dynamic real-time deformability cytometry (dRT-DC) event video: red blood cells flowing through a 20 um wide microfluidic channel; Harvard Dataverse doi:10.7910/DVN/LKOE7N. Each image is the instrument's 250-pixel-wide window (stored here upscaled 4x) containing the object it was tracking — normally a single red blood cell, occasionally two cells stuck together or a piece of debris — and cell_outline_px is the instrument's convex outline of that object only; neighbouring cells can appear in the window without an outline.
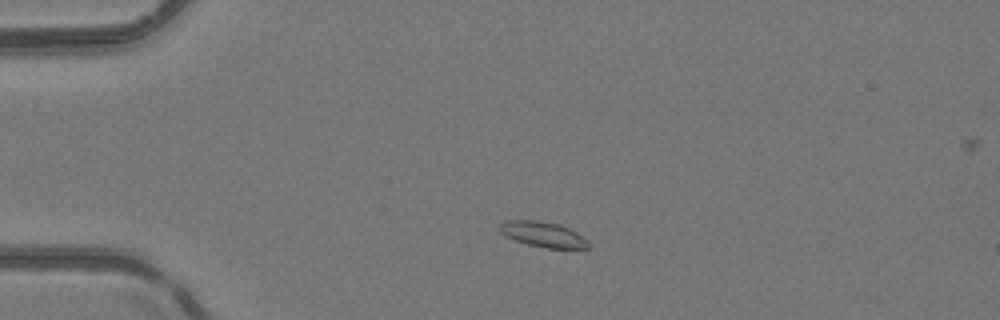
{"species": "common noctule bat (a hibernating species)", "species_latin": "Nyctalus noctula", "temperature_condition": "room temperature", "stored_images_in_passage": 14, "camera_frame_rate_fps": 3000, "um_per_image_px": 0.085, "animal": {"sex": "female", "body_mass_g": 24.6, "forearm_length_mm": 56.2}, "frame": {"image": 1, "passage_image": 1, "time_ms": 0.0, "image_size_px": [1000, 320], "cell_outline_px": [[588, 248], [544, 248], [528, 244], [504, 236], [496, 228], [496, 224], [504, 220], [540, 220], [560, 224], [576, 232], [588, 240]], "centroid_in_image_um": [46.07, 19.89], "position_along_channel_um": 38.9, "area_um2": 13.35}}
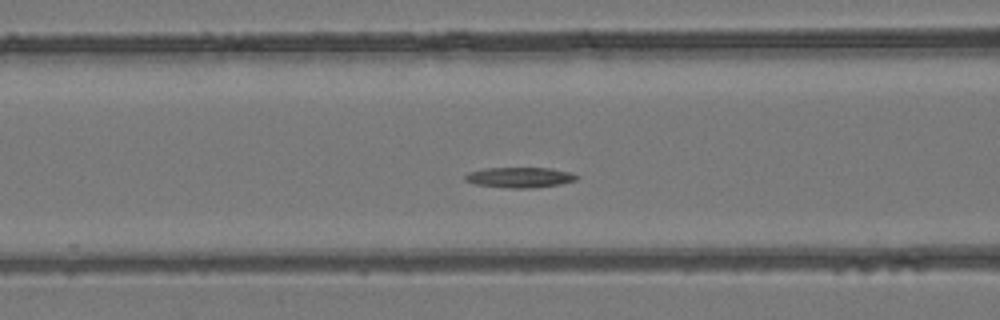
{"frame": {"image": 2, "passage_image": 10, "time_ms": 3.0, "image_size_px": [1000, 320], "cell_outline_px": [[580, 176], [576, 180], [560, 184], [532, 188], [508, 188], [476, 184], [464, 180], [464, 176], [468, 172], [484, 168], [552, 168], [572, 172]], "centroid_in_image_um": [44.2, 15.07], "position_along_channel_um": 122.4, "area_um2": 13.35}}
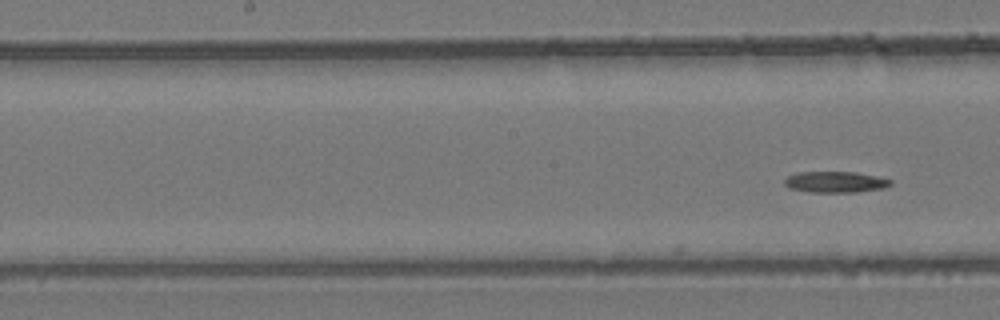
{"frame": {"image": 3, "passage_image": 14, "time_ms": 4.333, "image_size_px": [1000, 320], "cell_outline_px": [[892, 184], [884, 188], [856, 192], [808, 192], [788, 188], [784, 184], [784, 180], [788, 176], [796, 172], [856, 172], [876, 176], [892, 180]], "centroid_in_image_um": [70.99, 15.47], "position_along_channel_um": 177.2, "area_um2": 13.12}}